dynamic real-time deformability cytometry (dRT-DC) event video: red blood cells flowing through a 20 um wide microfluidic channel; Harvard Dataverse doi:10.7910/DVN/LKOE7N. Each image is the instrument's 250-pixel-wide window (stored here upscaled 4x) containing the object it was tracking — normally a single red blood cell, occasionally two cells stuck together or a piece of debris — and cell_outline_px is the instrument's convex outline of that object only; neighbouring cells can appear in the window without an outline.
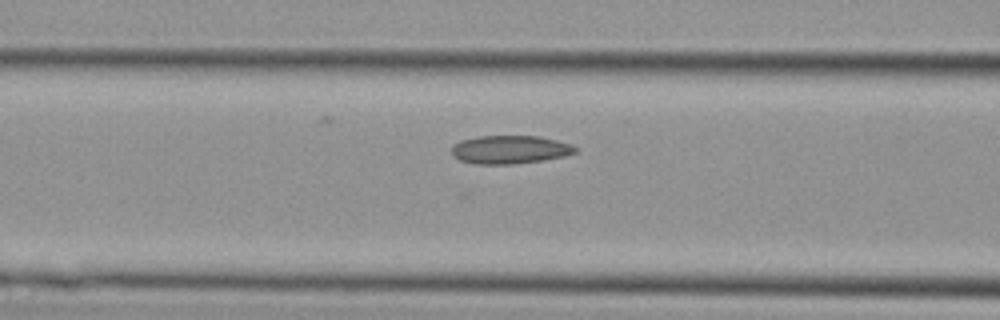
{"species": "Egyptian fruit bat (a non-hibernating species)", "species_latin": "Rousettus aegyptiacus", "temperature_condition": "cold", "stored_images_in_passage": 14, "camera_frame_rate_fps": 3000, "um_per_image_px": 0.085, "animal": {"sex": "female"}, "frame": {"image": 1, "passage_image": 12, "time_ms": 3.667, "image_size_px": [1000, 320], "cell_outline_px": [[580, 148], [576, 152], [564, 156], [544, 160], [512, 164], [476, 164], [460, 160], [452, 152], [452, 144], [460, 140], [480, 136], [540, 136], [572, 144]], "centroid_in_image_um": [43.38, 12.71], "position_along_channel_um": 123.2, "area_um2": 20.46}}